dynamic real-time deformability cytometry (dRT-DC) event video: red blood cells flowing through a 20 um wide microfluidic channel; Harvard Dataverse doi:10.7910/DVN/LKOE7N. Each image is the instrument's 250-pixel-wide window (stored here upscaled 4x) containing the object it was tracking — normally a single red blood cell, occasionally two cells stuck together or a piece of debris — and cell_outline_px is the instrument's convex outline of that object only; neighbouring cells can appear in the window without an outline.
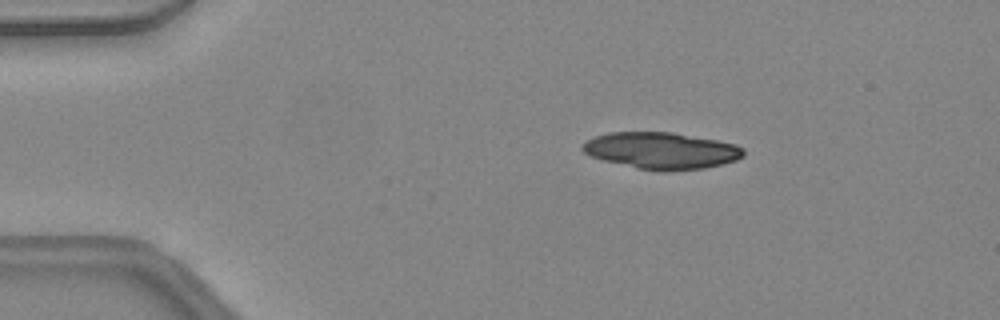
{"species": "common noctule bat (a hibernating species)", "species_latin": "Nyctalus noctula", "temperature_condition": "warm", "stored_images_in_passage": 38, "camera_frame_rate_fps": 3000, "um_per_image_px": 0.085, "animal": {"sex": "female", "body_mass_g": 24.6, "forearm_length_mm": 56.2}, "frame": {"image": 1, "passage_image": 1, "time_ms": 0.0, "image_size_px": [1000, 320], "cell_outline_px": [[744, 156], [736, 160], [724, 164], [704, 168], [664, 172], [636, 168], [604, 160], [592, 156], [584, 152], [580, 148], [588, 140], [596, 136], [608, 132], [672, 132], [716, 140], [736, 144], [744, 148]], "centroid_in_image_um": [56.25, 12.81], "position_along_channel_um": 28.7, "area_um2": 34.39}}
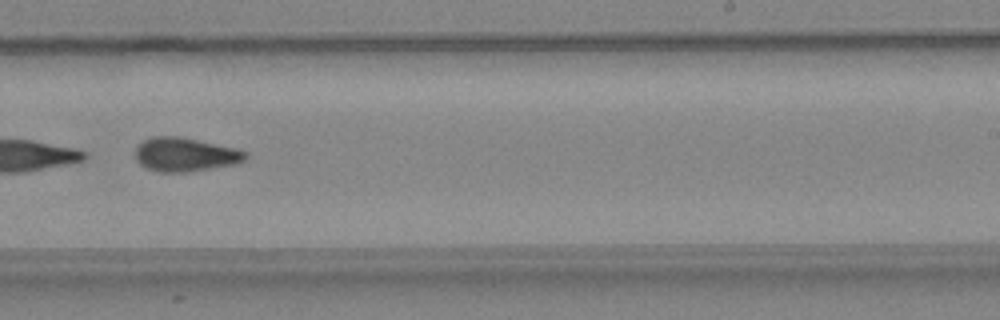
{"frame": {"image": 2, "passage_image": 22, "time_ms": 7.0, "image_size_px": [1000, 320], "cell_outline_px": [[248, 156], [244, 160], [236, 164], [188, 172], [160, 172], [144, 168], [136, 160], [136, 148], [144, 140], [152, 136], [176, 136], [236, 148], [248, 152]], "centroid_in_image_um": [15.74, 13.15], "position_along_channel_um": 273.3, "area_um2": 21.68}, "authors_computed_cell_mechanics": {"area_um2": 22.2819, "velocity_mm_per_s": 4.4826, "shape_relaxation_time_tau1_ms": null, "shape_relaxation_time_tau2_ms": 4.2983, "deformation_change_tau1": null, "deformation_change_tau2": 0.1209}}